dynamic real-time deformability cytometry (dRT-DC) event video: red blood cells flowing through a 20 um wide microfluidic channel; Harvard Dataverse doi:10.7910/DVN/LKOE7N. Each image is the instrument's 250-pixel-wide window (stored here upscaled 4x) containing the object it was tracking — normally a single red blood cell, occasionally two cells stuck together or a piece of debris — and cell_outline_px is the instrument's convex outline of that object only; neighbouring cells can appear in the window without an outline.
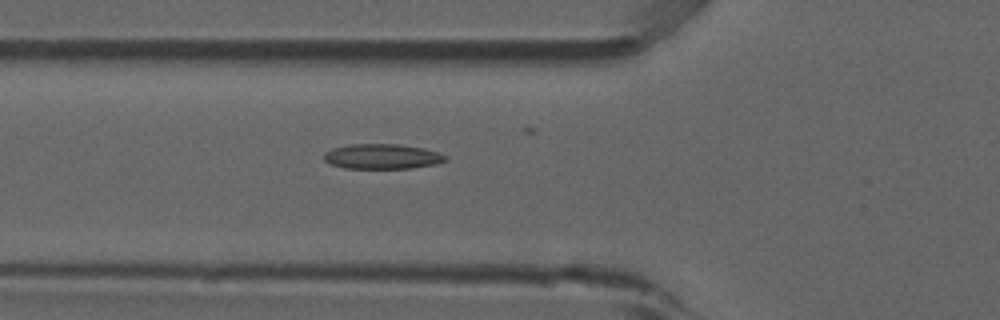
{"species": "common noctule bat (a hibernating species)", "species_latin": "Nyctalus noctula", "temperature_condition": "room temperature", "stored_images_in_passage": 43, "camera_frame_rate_fps": 3000, "um_per_image_px": 0.085, "animal": {"sex": "male", "forearm_length_mm": 52.5}, "frame": {"image": 1, "passage_image": 19, "time_ms": 6.0, "image_size_px": [1000, 320], "cell_outline_px": [[448, 160], [436, 164], [412, 168], [344, 168], [332, 164], [324, 160], [324, 152], [332, 148], [348, 144], [400, 144], [424, 148], [448, 156]], "centroid_in_image_um": [32.49, 13.29], "position_along_channel_um": 93.3, "area_um2": 17.8}, "authors_computed_cell_mechanics": {"area_um2": 17.629, "velocity_mm_per_s": 3.8655, "shape_relaxation_time_tau1_ms": 10.1261, "shape_relaxation_time_tau2_ms": 9.8311, "deformation_change_tau1": 0.2156, "deformation_change_tau2": 0.1564}}